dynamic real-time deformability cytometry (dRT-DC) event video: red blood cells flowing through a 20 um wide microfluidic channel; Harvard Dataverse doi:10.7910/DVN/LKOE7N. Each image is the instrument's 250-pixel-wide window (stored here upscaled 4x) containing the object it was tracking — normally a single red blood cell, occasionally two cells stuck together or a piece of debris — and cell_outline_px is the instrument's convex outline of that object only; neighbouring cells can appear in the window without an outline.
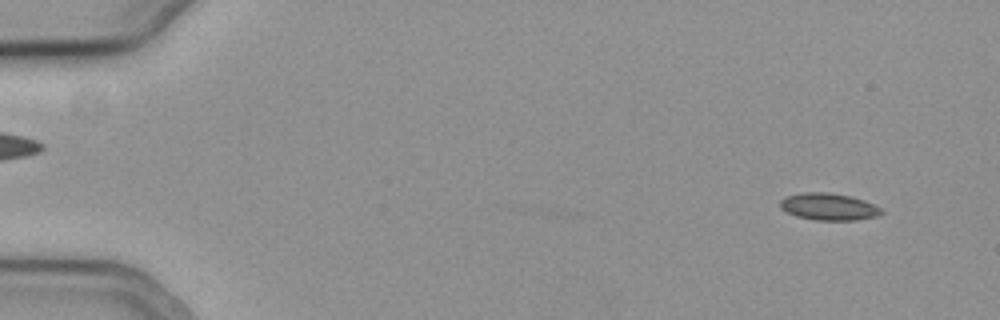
{"species": "common noctule bat (a hibernating species)", "species_latin": "Nyctalus noctula", "temperature_condition": "cold", "stored_images_in_passage": 56, "camera_frame_rate_fps": 3000, "um_per_image_px": 0.085, "animal": {"sex": "female", "body_mass_g": 19.3, "forearm_length_mm": 54.1}, "frame": {"image": 1, "passage_image": 4, "time_ms": 1.0, "image_size_px": [1000, 320], "cell_outline_px": [[884, 212], [880, 216], [856, 220], [816, 220], [796, 216], [784, 212], [780, 208], [780, 200], [784, 196], [800, 192], [828, 192], [852, 196], [864, 200], [880, 208]], "centroid_in_image_um": [70.41, 17.56], "position_along_channel_um": 14.6, "area_um2": 16.24}}
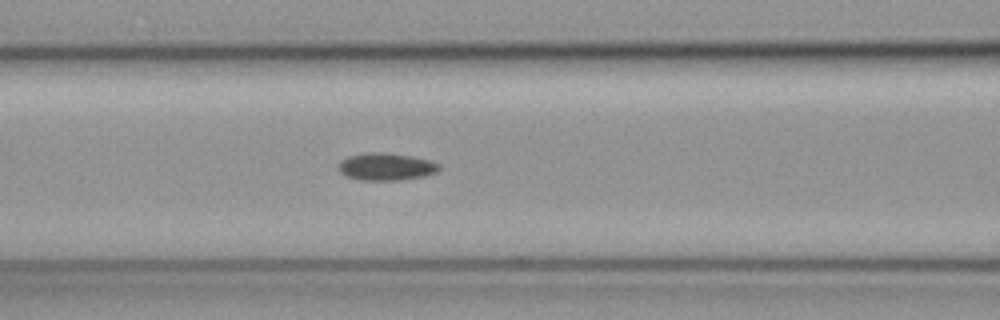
{"frame": {"image": 2, "passage_image": 24, "time_ms": 7.667, "image_size_px": [1000, 320], "cell_outline_px": [[440, 168], [436, 172], [424, 176], [400, 180], [360, 180], [344, 176], [336, 168], [340, 160], [348, 156], [372, 152], [384, 152], [412, 156], [428, 160], [440, 164]], "centroid_in_image_um": [32.77, 14.17], "position_along_channel_um": 133.8, "area_um2": 16.18}}
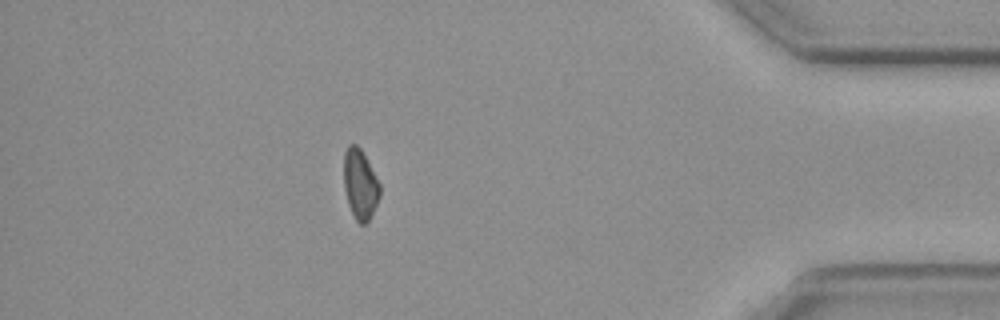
{"frame": {"image": 3, "passage_image": 49, "time_ms": 16.0, "image_size_px": [1000, 320], "cell_outline_px": [[380, 196], [368, 220], [364, 224], [360, 224], [352, 216], [348, 204], [344, 188], [344, 152], [348, 144], [356, 144], [360, 148], [380, 184]], "centroid_in_image_um": [30.59, 15.66], "position_along_channel_um": 404.6, "area_um2": 14.57}}